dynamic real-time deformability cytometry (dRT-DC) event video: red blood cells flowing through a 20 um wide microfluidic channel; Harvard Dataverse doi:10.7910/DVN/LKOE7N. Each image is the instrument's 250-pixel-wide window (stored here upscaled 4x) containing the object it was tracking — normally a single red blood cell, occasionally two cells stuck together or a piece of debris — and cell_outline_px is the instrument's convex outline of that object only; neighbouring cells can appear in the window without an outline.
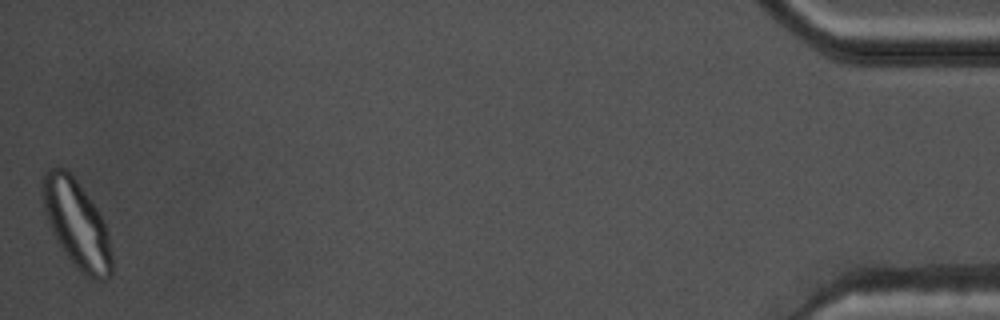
{"species": "common noctule bat (a hibernating species)", "species_latin": "Nyctalus noctula", "temperature_condition": "warm", "stored_images_in_passage": 41, "camera_frame_rate_fps": 3000, "um_per_image_px": 0.085, "animal": {"sex": "male", "body_mass_g": 17.5, "forearm_length_mm": 52.3}, "frame": {"image": 1, "passage_image": 41, "time_ms": 13.333, "image_size_px": [1000, 320], "cell_outline_px": [[112, 272], [104, 280], [96, 280], [84, 276], [72, 264], [64, 252], [52, 232], [48, 224], [40, 192], [44, 172], [52, 168], [64, 168], [76, 180], [100, 212], [104, 220], [108, 232], [112, 252]], "centroid_in_image_um": [6.52, 19.06], "position_along_channel_um": 428.7, "area_um2": 35.66}, "authors_computed_cell_mechanics": {"area_um2": 24.4494, "velocity_mm_per_s": 3.7521, "shape_relaxation_time_tau1_ms": null, "shape_relaxation_time_tau2_ms": 1.5215, "deformation_change_tau1": null, "deformation_change_tau2": 0.0815}}